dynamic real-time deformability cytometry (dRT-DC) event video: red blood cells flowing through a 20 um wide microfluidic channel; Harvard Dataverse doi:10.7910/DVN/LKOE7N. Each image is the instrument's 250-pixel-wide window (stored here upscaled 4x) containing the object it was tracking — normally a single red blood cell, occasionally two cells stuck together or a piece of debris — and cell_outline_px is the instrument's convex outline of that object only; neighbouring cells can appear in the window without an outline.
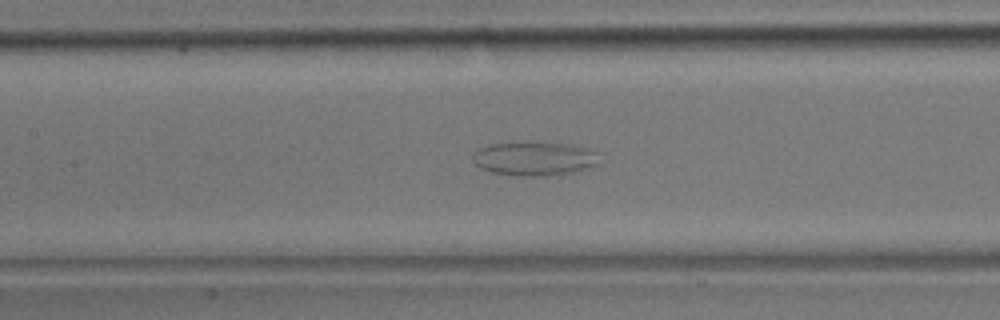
{"species": "common noctule bat (a hibernating species)", "species_latin": "Nyctalus noctula", "temperature_condition": "room temperature", "stored_images_in_passage": 50, "camera_frame_rate_fps": 3000, "um_per_image_px": 0.085, "animal": {"sex": "male", "body_mass_g": 17.9}, "frame": {"image": 1, "passage_image": 23, "time_ms": 7.333, "image_size_px": [1000, 320], "cell_outline_px": [[600, 164], [592, 168], [576, 172], [544, 176], [516, 176], [492, 172], [480, 168], [472, 160], [472, 152], [480, 148], [492, 144], [536, 140], [572, 144], [600, 152]], "centroid_in_image_um": [45.5, 13.46], "position_along_channel_um": 161.9, "area_um2": 26.13}}
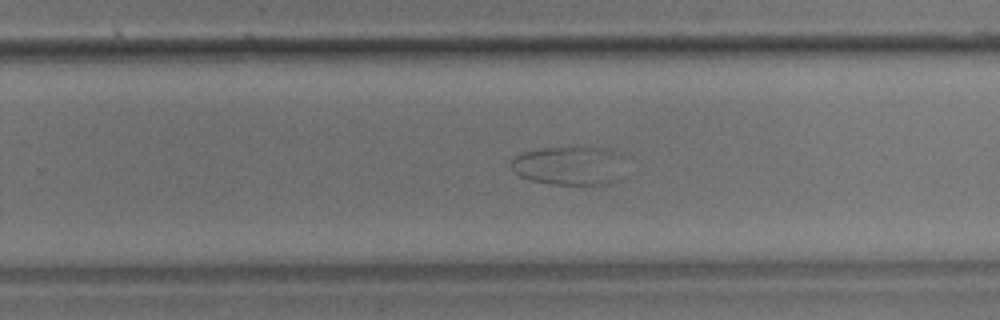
{"frame": {"image": 2, "passage_image": 32, "time_ms": 10.333, "image_size_px": [1000, 320], "cell_outline_px": [[620, 156], [612, 180], [608, 184], [552, 184], [532, 180], [520, 176], [508, 164], [512, 156], [524, 152], [544, 148], [576, 144], [608, 148]], "centroid_in_image_um": [48.22, 14.01], "position_along_channel_um": 281.6, "area_um2": 25.55}}
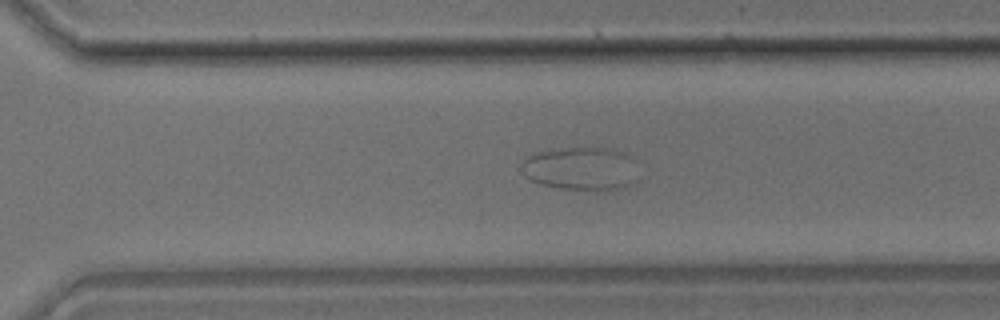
{"frame": {"image": 3, "passage_image": 35, "time_ms": 11.333, "image_size_px": [1000, 320], "cell_outline_px": [[640, 180], [632, 184], [620, 188], [596, 192], [560, 188], [544, 184], [532, 180], [524, 176], [520, 164], [528, 156], [536, 152], [552, 148], [608, 148], [632, 156]], "centroid_in_image_um": [49.42, 14.35], "position_along_channel_um": 321.2, "area_um2": 30.06}}